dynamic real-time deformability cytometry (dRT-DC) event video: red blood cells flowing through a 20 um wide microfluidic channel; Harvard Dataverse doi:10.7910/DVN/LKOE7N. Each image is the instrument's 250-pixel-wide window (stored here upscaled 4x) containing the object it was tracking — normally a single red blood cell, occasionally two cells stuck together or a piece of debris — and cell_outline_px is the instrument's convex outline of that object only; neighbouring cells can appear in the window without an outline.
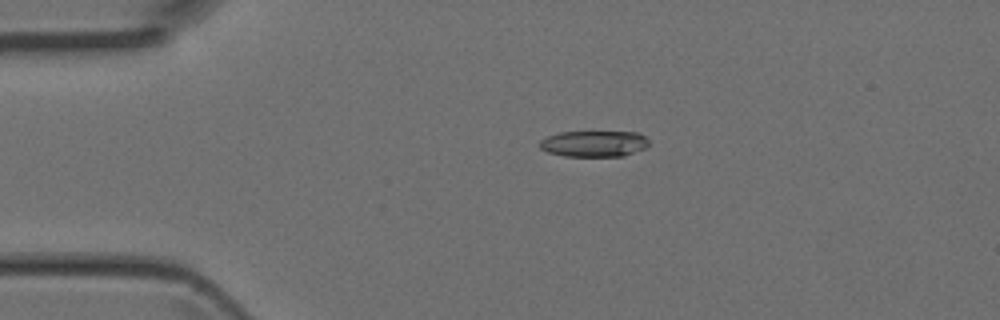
{"species": "Egyptian fruit bat (a non-hibernating species)", "species_latin": "Rousettus aegyptiacus", "temperature_condition": "room temperature", "stored_images_in_passage": 4, "camera_frame_rate_fps": 3000, "um_per_image_px": 0.085, "animal": {"sex": "female"}, "frame": {"image": 1, "passage_image": 3, "time_ms": 0.667, "image_size_px": [1000, 320], "cell_outline_px": [[648, 144], [644, 148], [624, 156], [564, 156], [548, 152], [540, 148], [540, 140], [548, 136], [560, 132], [640, 132], [648, 140]], "centroid_in_image_um": [50.49, 12.21], "position_along_channel_um": 34.5, "area_um2": 16.53}}